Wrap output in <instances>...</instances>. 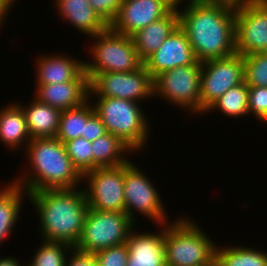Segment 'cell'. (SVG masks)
Segmentation results:
<instances>
[{
	"label": "cell",
	"mask_w": 267,
	"mask_h": 266,
	"mask_svg": "<svg viewBox=\"0 0 267 266\" xmlns=\"http://www.w3.org/2000/svg\"><path fill=\"white\" fill-rule=\"evenodd\" d=\"M185 6L178 9L179 26L185 31L199 62L236 53V7L208 1Z\"/></svg>",
	"instance_id": "cell-1"
},
{
	"label": "cell",
	"mask_w": 267,
	"mask_h": 266,
	"mask_svg": "<svg viewBox=\"0 0 267 266\" xmlns=\"http://www.w3.org/2000/svg\"><path fill=\"white\" fill-rule=\"evenodd\" d=\"M26 197L37 211L41 240L77 245L89 208L83 188L46 189Z\"/></svg>",
	"instance_id": "cell-2"
},
{
	"label": "cell",
	"mask_w": 267,
	"mask_h": 266,
	"mask_svg": "<svg viewBox=\"0 0 267 266\" xmlns=\"http://www.w3.org/2000/svg\"><path fill=\"white\" fill-rule=\"evenodd\" d=\"M25 150L29 161L27 171L19 178L15 177L13 182L28 194L46 189H73L84 183L83 175L67 155L64 143L56 137L32 139Z\"/></svg>",
	"instance_id": "cell-3"
},
{
	"label": "cell",
	"mask_w": 267,
	"mask_h": 266,
	"mask_svg": "<svg viewBox=\"0 0 267 266\" xmlns=\"http://www.w3.org/2000/svg\"><path fill=\"white\" fill-rule=\"evenodd\" d=\"M190 219L181 216L166 223V266H200L216 262L217 244Z\"/></svg>",
	"instance_id": "cell-4"
},
{
	"label": "cell",
	"mask_w": 267,
	"mask_h": 266,
	"mask_svg": "<svg viewBox=\"0 0 267 266\" xmlns=\"http://www.w3.org/2000/svg\"><path fill=\"white\" fill-rule=\"evenodd\" d=\"M92 104L108 133L117 136L135 153L147 146L150 135L149 121L138 102L97 97V101L94 100Z\"/></svg>",
	"instance_id": "cell-5"
},
{
	"label": "cell",
	"mask_w": 267,
	"mask_h": 266,
	"mask_svg": "<svg viewBox=\"0 0 267 266\" xmlns=\"http://www.w3.org/2000/svg\"><path fill=\"white\" fill-rule=\"evenodd\" d=\"M91 38L96 40L89 52L93 60L84 61L89 80L97 73L130 72L144 64L130 36L118 34L108 27Z\"/></svg>",
	"instance_id": "cell-6"
},
{
	"label": "cell",
	"mask_w": 267,
	"mask_h": 266,
	"mask_svg": "<svg viewBox=\"0 0 267 266\" xmlns=\"http://www.w3.org/2000/svg\"><path fill=\"white\" fill-rule=\"evenodd\" d=\"M135 225L125 212L88 208L75 248L95 254L106 248L125 244Z\"/></svg>",
	"instance_id": "cell-7"
},
{
	"label": "cell",
	"mask_w": 267,
	"mask_h": 266,
	"mask_svg": "<svg viewBox=\"0 0 267 266\" xmlns=\"http://www.w3.org/2000/svg\"><path fill=\"white\" fill-rule=\"evenodd\" d=\"M201 62L168 70L154 79V96L184 109L201 114Z\"/></svg>",
	"instance_id": "cell-8"
},
{
	"label": "cell",
	"mask_w": 267,
	"mask_h": 266,
	"mask_svg": "<svg viewBox=\"0 0 267 266\" xmlns=\"http://www.w3.org/2000/svg\"><path fill=\"white\" fill-rule=\"evenodd\" d=\"M131 159L125 163L124 197L125 213L136 223L135 212L154 221L156 226L169 222L160 194L149 177Z\"/></svg>",
	"instance_id": "cell-9"
},
{
	"label": "cell",
	"mask_w": 267,
	"mask_h": 266,
	"mask_svg": "<svg viewBox=\"0 0 267 266\" xmlns=\"http://www.w3.org/2000/svg\"><path fill=\"white\" fill-rule=\"evenodd\" d=\"M112 97L143 102L154 96V79L143 64L130 72L97 73L89 80V99Z\"/></svg>",
	"instance_id": "cell-10"
},
{
	"label": "cell",
	"mask_w": 267,
	"mask_h": 266,
	"mask_svg": "<svg viewBox=\"0 0 267 266\" xmlns=\"http://www.w3.org/2000/svg\"><path fill=\"white\" fill-rule=\"evenodd\" d=\"M244 82V57L231 56L201 62V114L226 91Z\"/></svg>",
	"instance_id": "cell-11"
},
{
	"label": "cell",
	"mask_w": 267,
	"mask_h": 266,
	"mask_svg": "<svg viewBox=\"0 0 267 266\" xmlns=\"http://www.w3.org/2000/svg\"><path fill=\"white\" fill-rule=\"evenodd\" d=\"M125 163L116 167H98L83 175L89 208L125 212ZM88 185V186H87Z\"/></svg>",
	"instance_id": "cell-12"
},
{
	"label": "cell",
	"mask_w": 267,
	"mask_h": 266,
	"mask_svg": "<svg viewBox=\"0 0 267 266\" xmlns=\"http://www.w3.org/2000/svg\"><path fill=\"white\" fill-rule=\"evenodd\" d=\"M235 49L242 56L267 52V0L236 7Z\"/></svg>",
	"instance_id": "cell-13"
},
{
	"label": "cell",
	"mask_w": 267,
	"mask_h": 266,
	"mask_svg": "<svg viewBox=\"0 0 267 266\" xmlns=\"http://www.w3.org/2000/svg\"><path fill=\"white\" fill-rule=\"evenodd\" d=\"M174 6L168 0H123L110 28L122 35L132 36L166 16Z\"/></svg>",
	"instance_id": "cell-14"
},
{
	"label": "cell",
	"mask_w": 267,
	"mask_h": 266,
	"mask_svg": "<svg viewBox=\"0 0 267 266\" xmlns=\"http://www.w3.org/2000/svg\"><path fill=\"white\" fill-rule=\"evenodd\" d=\"M197 61L185 31L178 25L144 65L155 79L168 70L193 65Z\"/></svg>",
	"instance_id": "cell-15"
},
{
	"label": "cell",
	"mask_w": 267,
	"mask_h": 266,
	"mask_svg": "<svg viewBox=\"0 0 267 266\" xmlns=\"http://www.w3.org/2000/svg\"><path fill=\"white\" fill-rule=\"evenodd\" d=\"M34 87L36 99L61 111L78 107L89 99V79L85 70L74 81Z\"/></svg>",
	"instance_id": "cell-16"
},
{
	"label": "cell",
	"mask_w": 267,
	"mask_h": 266,
	"mask_svg": "<svg viewBox=\"0 0 267 266\" xmlns=\"http://www.w3.org/2000/svg\"><path fill=\"white\" fill-rule=\"evenodd\" d=\"M161 231L136 232L134 228L129 233L126 244L128 260L126 266H166L165 258V228L161 224Z\"/></svg>",
	"instance_id": "cell-17"
},
{
	"label": "cell",
	"mask_w": 267,
	"mask_h": 266,
	"mask_svg": "<svg viewBox=\"0 0 267 266\" xmlns=\"http://www.w3.org/2000/svg\"><path fill=\"white\" fill-rule=\"evenodd\" d=\"M35 66L36 85L71 82L85 70L84 60L57 53L42 54Z\"/></svg>",
	"instance_id": "cell-18"
},
{
	"label": "cell",
	"mask_w": 267,
	"mask_h": 266,
	"mask_svg": "<svg viewBox=\"0 0 267 266\" xmlns=\"http://www.w3.org/2000/svg\"><path fill=\"white\" fill-rule=\"evenodd\" d=\"M62 20H66L89 38L104 32L109 26L93 10L88 0H54Z\"/></svg>",
	"instance_id": "cell-19"
},
{
	"label": "cell",
	"mask_w": 267,
	"mask_h": 266,
	"mask_svg": "<svg viewBox=\"0 0 267 266\" xmlns=\"http://www.w3.org/2000/svg\"><path fill=\"white\" fill-rule=\"evenodd\" d=\"M178 25V7H174L166 16L132 35L140 60L144 63L153 55Z\"/></svg>",
	"instance_id": "cell-20"
},
{
	"label": "cell",
	"mask_w": 267,
	"mask_h": 266,
	"mask_svg": "<svg viewBox=\"0 0 267 266\" xmlns=\"http://www.w3.org/2000/svg\"><path fill=\"white\" fill-rule=\"evenodd\" d=\"M30 102L28 106L18 104L24 111L31 139L56 137L62 111L40 102L35 96Z\"/></svg>",
	"instance_id": "cell-21"
},
{
	"label": "cell",
	"mask_w": 267,
	"mask_h": 266,
	"mask_svg": "<svg viewBox=\"0 0 267 266\" xmlns=\"http://www.w3.org/2000/svg\"><path fill=\"white\" fill-rule=\"evenodd\" d=\"M24 111L18 103L9 104L0 109V141L9 149H26L31 141Z\"/></svg>",
	"instance_id": "cell-22"
},
{
	"label": "cell",
	"mask_w": 267,
	"mask_h": 266,
	"mask_svg": "<svg viewBox=\"0 0 267 266\" xmlns=\"http://www.w3.org/2000/svg\"><path fill=\"white\" fill-rule=\"evenodd\" d=\"M26 195L28 192L14 182L0 188V246L15 228Z\"/></svg>",
	"instance_id": "cell-23"
},
{
	"label": "cell",
	"mask_w": 267,
	"mask_h": 266,
	"mask_svg": "<svg viewBox=\"0 0 267 266\" xmlns=\"http://www.w3.org/2000/svg\"><path fill=\"white\" fill-rule=\"evenodd\" d=\"M93 154V170L98 167H116L128 162L126 153L133 152L117 136L106 133L91 142Z\"/></svg>",
	"instance_id": "cell-24"
},
{
	"label": "cell",
	"mask_w": 267,
	"mask_h": 266,
	"mask_svg": "<svg viewBox=\"0 0 267 266\" xmlns=\"http://www.w3.org/2000/svg\"><path fill=\"white\" fill-rule=\"evenodd\" d=\"M216 262L218 266H267V253L249 245L223 248L217 245Z\"/></svg>",
	"instance_id": "cell-25"
},
{
	"label": "cell",
	"mask_w": 267,
	"mask_h": 266,
	"mask_svg": "<svg viewBox=\"0 0 267 266\" xmlns=\"http://www.w3.org/2000/svg\"><path fill=\"white\" fill-rule=\"evenodd\" d=\"M95 112L90 99L82 105L61 112L56 138L63 143L80 138L87 119Z\"/></svg>",
	"instance_id": "cell-26"
},
{
	"label": "cell",
	"mask_w": 267,
	"mask_h": 266,
	"mask_svg": "<svg viewBox=\"0 0 267 266\" xmlns=\"http://www.w3.org/2000/svg\"><path fill=\"white\" fill-rule=\"evenodd\" d=\"M248 103V85L243 82L226 91L205 113L220 110L228 117L241 119L242 116L249 115Z\"/></svg>",
	"instance_id": "cell-27"
},
{
	"label": "cell",
	"mask_w": 267,
	"mask_h": 266,
	"mask_svg": "<svg viewBox=\"0 0 267 266\" xmlns=\"http://www.w3.org/2000/svg\"><path fill=\"white\" fill-rule=\"evenodd\" d=\"M40 245L33 260L26 266H65L66 258L73 248L66 243L45 240Z\"/></svg>",
	"instance_id": "cell-28"
},
{
	"label": "cell",
	"mask_w": 267,
	"mask_h": 266,
	"mask_svg": "<svg viewBox=\"0 0 267 266\" xmlns=\"http://www.w3.org/2000/svg\"><path fill=\"white\" fill-rule=\"evenodd\" d=\"M67 155L74 166L84 175L93 170L92 144L85 138H76L64 143Z\"/></svg>",
	"instance_id": "cell-29"
},
{
	"label": "cell",
	"mask_w": 267,
	"mask_h": 266,
	"mask_svg": "<svg viewBox=\"0 0 267 266\" xmlns=\"http://www.w3.org/2000/svg\"><path fill=\"white\" fill-rule=\"evenodd\" d=\"M244 57V82L248 86L267 87V52Z\"/></svg>",
	"instance_id": "cell-30"
},
{
	"label": "cell",
	"mask_w": 267,
	"mask_h": 266,
	"mask_svg": "<svg viewBox=\"0 0 267 266\" xmlns=\"http://www.w3.org/2000/svg\"><path fill=\"white\" fill-rule=\"evenodd\" d=\"M249 92V116L250 114L256 120L267 123V87L248 86Z\"/></svg>",
	"instance_id": "cell-31"
},
{
	"label": "cell",
	"mask_w": 267,
	"mask_h": 266,
	"mask_svg": "<svg viewBox=\"0 0 267 266\" xmlns=\"http://www.w3.org/2000/svg\"><path fill=\"white\" fill-rule=\"evenodd\" d=\"M98 266H126L128 260L127 244L113 246L95 253Z\"/></svg>",
	"instance_id": "cell-32"
},
{
	"label": "cell",
	"mask_w": 267,
	"mask_h": 266,
	"mask_svg": "<svg viewBox=\"0 0 267 266\" xmlns=\"http://www.w3.org/2000/svg\"><path fill=\"white\" fill-rule=\"evenodd\" d=\"M93 10L110 26L119 13L123 0H88Z\"/></svg>",
	"instance_id": "cell-33"
},
{
	"label": "cell",
	"mask_w": 267,
	"mask_h": 266,
	"mask_svg": "<svg viewBox=\"0 0 267 266\" xmlns=\"http://www.w3.org/2000/svg\"><path fill=\"white\" fill-rule=\"evenodd\" d=\"M107 133L104 123L100 117L94 112L86 121L84 133L81 137L92 142Z\"/></svg>",
	"instance_id": "cell-34"
},
{
	"label": "cell",
	"mask_w": 267,
	"mask_h": 266,
	"mask_svg": "<svg viewBox=\"0 0 267 266\" xmlns=\"http://www.w3.org/2000/svg\"><path fill=\"white\" fill-rule=\"evenodd\" d=\"M68 258H66L65 266H98L95 254L87 253L72 248ZM70 258V259H69Z\"/></svg>",
	"instance_id": "cell-35"
},
{
	"label": "cell",
	"mask_w": 267,
	"mask_h": 266,
	"mask_svg": "<svg viewBox=\"0 0 267 266\" xmlns=\"http://www.w3.org/2000/svg\"><path fill=\"white\" fill-rule=\"evenodd\" d=\"M15 2L16 0H0V26H2L5 19H7V14L10 12Z\"/></svg>",
	"instance_id": "cell-36"
},
{
	"label": "cell",
	"mask_w": 267,
	"mask_h": 266,
	"mask_svg": "<svg viewBox=\"0 0 267 266\" xmlns=\"http://www.w3.org/2000/svg\"><path fill=\"white\" fill-rule=\"evenodd\" d=\"M208 2L224 3L233 7L243 6L250 3H255L261 0H205Z\"/></svg>",
	"instance_id": "cell-37"
},
{
	"label": "cell",
	"mask_w": 267,
	"mask_h": 266,
	"mask_svg": "<svg viewBox=\"0 0 267 266\" xmlns=\"http://www.w3.org/2000/svg\"><path fill=\"white\" fill-rule=\"evenodd\" d=\"M0 266H26L23 265L18 259L13 257H1Z\"/></svg>",
	"instance_id": "cell-38"
},
{
	"label": "cell",
	"mask_w": 267,
	"mask_h": 266,
	"mask_svg": "<svg viewBox=\"0 0 267 266\" xmlns=\"http://www.w3.org/2000/svg\"><path fill=\"white\" fill-rule=\"evenodd\" d=\"M174 7H179L182 3H184V0H168ZM183 1V2H182ZM205 0H188L187 3H195V2H203Z\"/></svg>",
	"instance_id": "cell-39"
},
{
	"label": "cell",
	"mask_w": 267,
	"mask_h": 266,
	"mask_svg": "<svg viewBox=\"0 0 267 266\" xmlns=\"http://www.w3.org/2000/svg\"><path fill=\"white\" fill-rule=\"evenodd\" d=\"M200 266H218L217 262L213 263V264H208V265H200Z\"/></svg>",
	"instance_id": "cell-40"
}]
</instances>
